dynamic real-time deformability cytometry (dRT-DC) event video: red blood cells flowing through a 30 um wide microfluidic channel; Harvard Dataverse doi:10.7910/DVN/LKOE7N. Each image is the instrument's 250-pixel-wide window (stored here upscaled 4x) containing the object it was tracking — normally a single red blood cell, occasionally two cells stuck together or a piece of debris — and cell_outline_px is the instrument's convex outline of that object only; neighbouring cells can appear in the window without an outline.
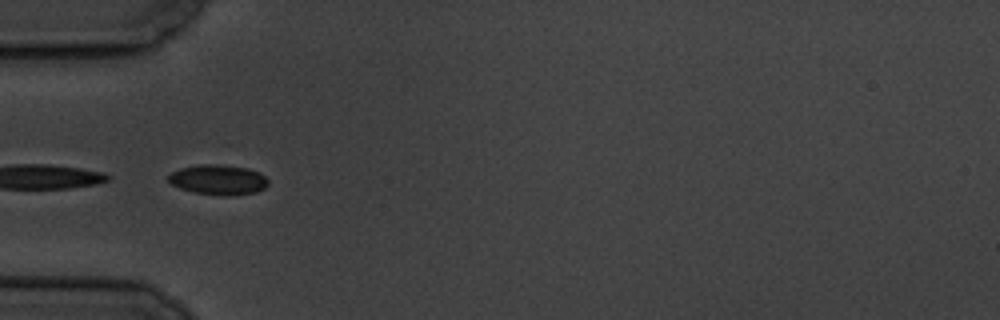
{"species": "common noctule bat (a hibernating species)", "species_latin": "Nyctalus noctula", "temperature_condition": "cold", "stored_images_in_passage": 24, "camera_frame_rate_fps": 3000, "um_per_image_px": 0.085, "animal": {"sex": "male", "body_mass_g": 19.5, "forearm_length_mm": 54.6}, "frame": {"image": 1, "passage_image": 18, "time_ms": 5.667, "image_size_px": [1000, 320], "cell_outline_px": [[268, 184], [264, 188], [256, 192], [232, 196], [224, 196], [192, 192], [180, 188], [172, 184], [168, 180], [168, 176], [172, 172], [180, 168], [200, 164], [216, 164], [248, 168], [264, 176], [268, 180]], "centroid_in_image_um": [18.54, 15.28], "position_along_channel_um": 66.5, "area_um2": 17.46}}